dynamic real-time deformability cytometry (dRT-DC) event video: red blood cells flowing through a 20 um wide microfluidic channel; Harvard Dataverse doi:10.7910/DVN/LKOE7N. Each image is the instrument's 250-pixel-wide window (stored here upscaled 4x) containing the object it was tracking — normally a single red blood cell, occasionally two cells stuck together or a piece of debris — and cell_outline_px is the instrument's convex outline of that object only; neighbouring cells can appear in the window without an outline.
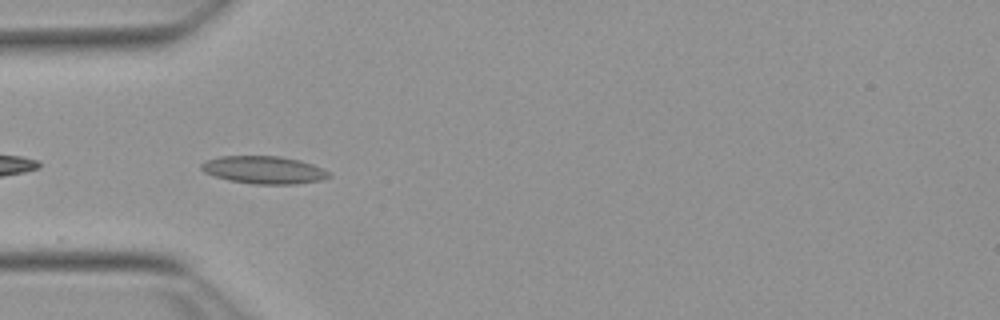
{"species": "Egyptian fruit bat (a non-hibernating species)", "species_latin": "Rousettus aegyptiacus", "temperature_condition": "warm", "stored_images_in_passage": 6, "camera_frame_rate_fps": 3000, "um_per_image_px": 0.085, "animal": {"sex": "female"}, "frame": {"image": 1, "passage_image": 2, "time_ms": 0.333, "image_size_px": [1000, 320], "cell_outline_px": [[332, 176], [320, 180], [296, 184], [252, 184], [228, 180], [204, 172], [200, 168], [200, 164], [208, 160], [220, 156], [280, 156], [300, 160], [312, 164], [328, 172]], "centroid_in_image_um": [22.42, 14.44], "position_along_channel_um": 62.6, "area_um2": 20.46}}